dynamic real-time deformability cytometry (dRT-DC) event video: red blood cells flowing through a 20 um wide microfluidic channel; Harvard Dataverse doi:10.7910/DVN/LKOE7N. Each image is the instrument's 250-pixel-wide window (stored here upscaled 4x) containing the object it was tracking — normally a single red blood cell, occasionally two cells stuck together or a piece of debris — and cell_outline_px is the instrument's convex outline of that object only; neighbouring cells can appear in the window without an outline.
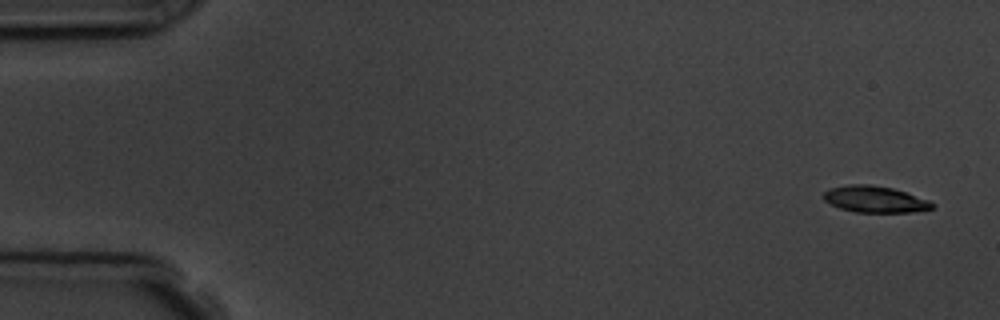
{"species": "common noctule bat (a hibernating species)", "species_latin": "Nyctalus noctula", "temperature_condition": "room temperature", "stored_images_in_passage": 4, "camera_frame_rate_fps": 3000, "um_per_image_px": 0.085, "animal": {"sex": "male", "body_mass_g": 19.5, "forearm_length_mm": 54.6}, "frame": {"image": 1, "passage_image": 1, "time_ms": 0.0, "image_size_px": [1000, 320], "cell_outline_px": [[936, 204], [932, 208], [912, 212], [856, 212], [840, 208], [824, 200], [820, 196], [828, 188], [848, 184], [868, 184], [892, 188], [928, 200]], "centroid_in_image_um": [74.31, 16.93], "position_along_channel_um": 10.7, "area_um2": 16.7}}
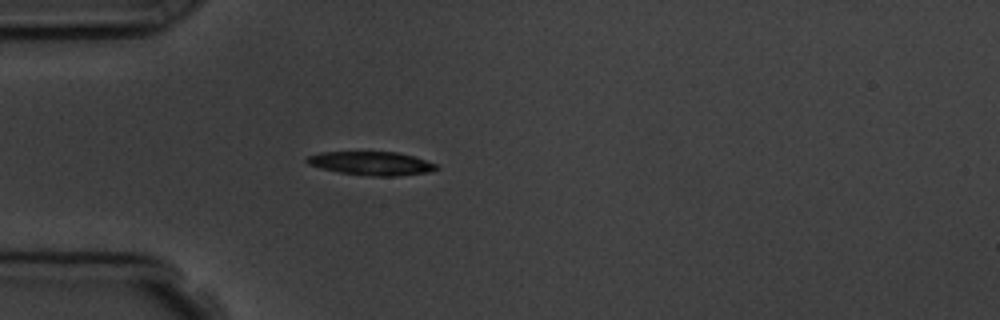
{"frame": {"image": 2, "passage_image": 4, "time_ms": 4.333, "image_size_px": [1000, 320], "cell_outline_px": [[440, 168], [428, 172], [396, 176], [372, 176], [340, 172], [320, 168], [308, 164], [304, 160], [308, 156], [320, 152], [400, 152], [440, 164]], "centroid_in_image_um": [31.61, 13.88], "position_along_channel_um": 53.4, "area_um2": 17.92}}